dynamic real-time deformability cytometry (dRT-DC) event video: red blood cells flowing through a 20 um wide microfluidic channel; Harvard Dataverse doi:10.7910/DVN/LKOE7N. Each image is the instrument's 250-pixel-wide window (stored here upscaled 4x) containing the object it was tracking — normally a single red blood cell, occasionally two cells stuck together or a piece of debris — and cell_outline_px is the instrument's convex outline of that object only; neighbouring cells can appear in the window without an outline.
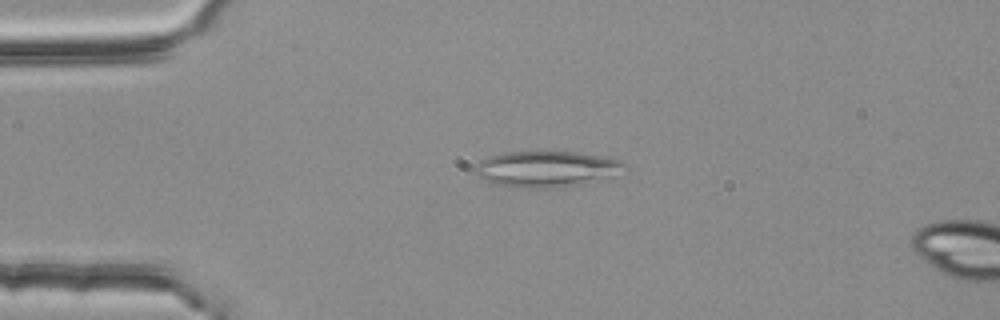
{"species": "common noctule bat (a hibernating species)", "species_latin": "Nyctalus noctula", "temperature_condition": "room temperature", "stored_images_in_passage": 14, "camera_frame_rate_fps": 3000, "um_per_image_px": 0.085, "animal": {"sex": "female", "body_mass_g": 25.1}, "frame": {"image": 1, "passage_image": 10, "time_ms": 3.0, "image_size_px": [1000, 320], "cell_outline_px": [[628, 168], [600, 180], [584, 184], [544, 188], [528, 188], [500, 184], [484, 180], [476, 172], [476, 168], [480, 160], [504, 152], [576, 152], [600, 156], [620, 160], [628, 164]], "centroid_in_image_um": [46.51, 14.36], "position_along_channel_um": 38.5, "area_um2": 30.81}}